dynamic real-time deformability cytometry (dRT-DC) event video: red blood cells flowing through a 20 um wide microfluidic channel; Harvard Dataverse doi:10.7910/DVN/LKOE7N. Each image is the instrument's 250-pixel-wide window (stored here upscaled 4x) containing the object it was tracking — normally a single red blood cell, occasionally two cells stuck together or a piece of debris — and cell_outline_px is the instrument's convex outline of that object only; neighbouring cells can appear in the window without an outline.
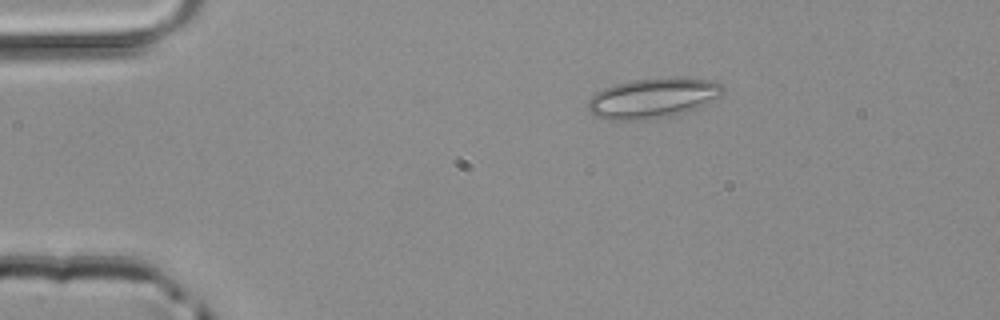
{"species": "common noctule bat (a hibernating species)", "species_latin": "Nyctalus noctula", "temperature_condition": "room temperature", "stored_images_in_passage": 41, "camera_frame_rate_fps": 3000, "um_per_image_px": 0.085, "animal": {"sex": "male", "body_mass_g": 20.4}, "frame": {"image": 1, "passage_image": 1, "time_ms": 0.0, "image_size_px": [1000, 320], "cell_outline_px": [[724, 92], [720, 96], [696, 108], [672, 116], [644, 120], [608, 120], [592, 116], [588, 112], [588, 100], [596, 92], [612, 84], [632, 80], [668, 76], [716, 80], [724, 84]], "centroid_in_image_um": [55.49, 8.32], "position_along_channel_um": 29.5, "area_um2": 32.19}}
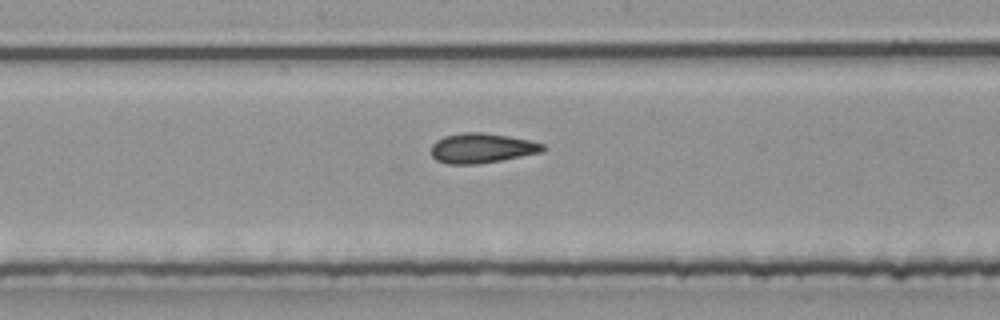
{"frame": {"image": 2, "passage_image": 18, "time_ms": 5.667, "image_size_px": [1000, 320], "cell_outline_px": [[548, 148], [544, 152], [500, 160], [476, 164], [448, 164], [436, 160], [432, 156], [432, 144], [436, 140], [444, 136], [464, 132], [484, 132], [508, 136], [528, 140], [544, 144]], "centroid_in_image_um": [40.97, 12.59], "position_along_channel_um": 207.2, "area_um2": 19.48}}
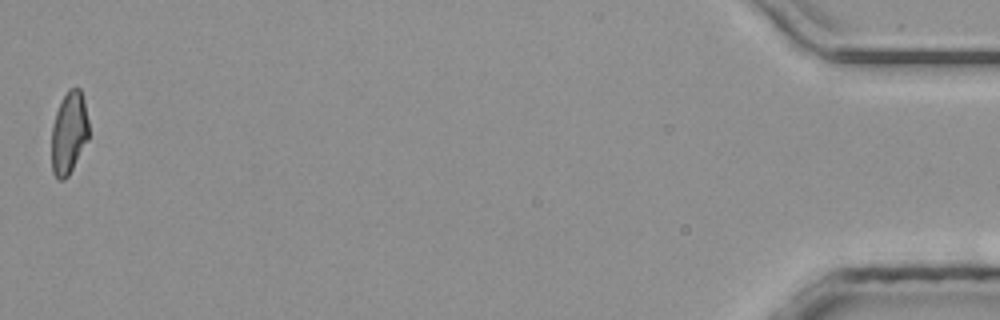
{"frame": {"image": 3, "passage_image": 41, "time_ms": 13.333, "image_size_px": [1000, 320], "cell_outline_px": [[88, 140], [68, 176], [64, 180], [56, 180], [52, 172], [52, 124], [56, 112], [68, 88], [80, 88], [84, 100], [88, 120]], "centroid_in_image_um": [5.85, 11.31], "position_along_channel_um": 429.3, "area_um2": 17.86}}